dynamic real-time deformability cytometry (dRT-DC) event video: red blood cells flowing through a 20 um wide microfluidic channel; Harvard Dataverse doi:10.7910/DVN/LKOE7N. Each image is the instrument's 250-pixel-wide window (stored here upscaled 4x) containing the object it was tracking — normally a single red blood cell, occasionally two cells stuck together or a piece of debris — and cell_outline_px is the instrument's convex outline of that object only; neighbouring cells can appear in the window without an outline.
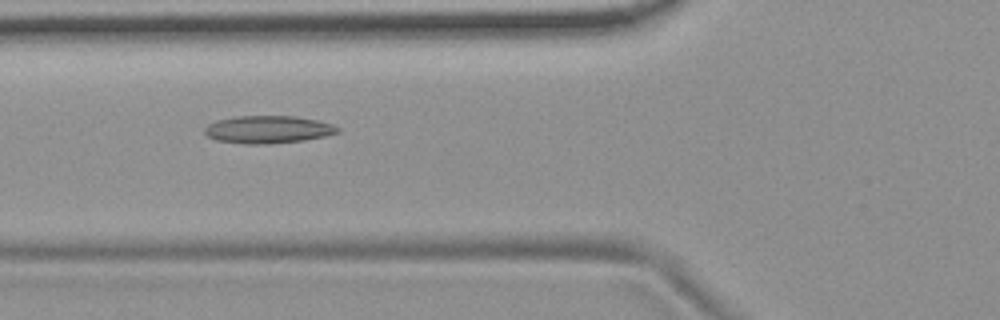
{"species": "common noctule bat (a hibernating species)", "species_latin": "Nyctalus noctula", "temperature_condition": "room temperature", "stored_images_in_passage": 10, "camera_frame_rate_fps": 3000, "um_per_image_px": 0.085, "animal": {"sex": "female", "body_mass_g": 19.9}, "frame": {"image": 1, "passage_image": 5, "time_ms": 4.333, "image_size_px": [1000, 320], "cell_outline_px": [[340, 132], [324, 136], [304, 140], [268, 144], [244, 144], [216, 140], [208, 136], [204, 132], [204, 128], [208, 124], [216, 120], [236, 116], [296, 116], [316, 120], [332, 124], [340, 128]], "centroid_in_image_um": [22.77, 11.0], "position_along_channel_um": 103.0, "area_um2": 21.44}}
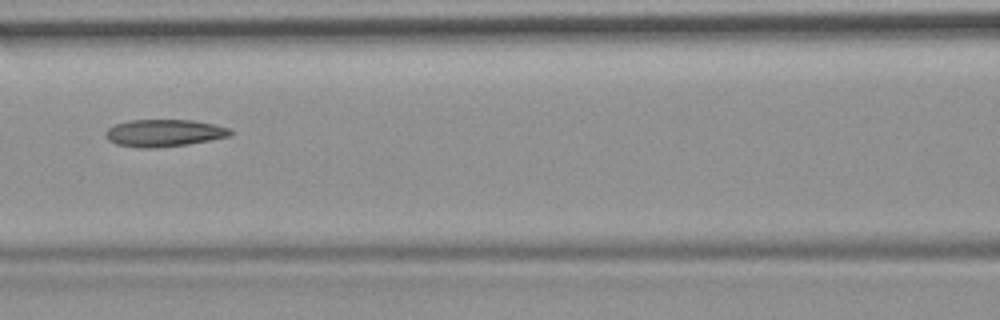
{"frame": {"image": 2, "passage_image": 6, "time_ms": 5.667, "image_size_px": [1000, 320], "cell_outline_px": [[232, 132], [228, 136], [188, 144], [152, 148], [140, 148], [116, 144], [108, 140], [104, 136], [104, 132], [108, 128], [116, 124], [128, 120], [192, 120], [212, 124], [228, 128]], "centroid_in_image_um": [13.86, 11.3], "position_along_channel_um": 152.7, "area_um2": 19.59}}
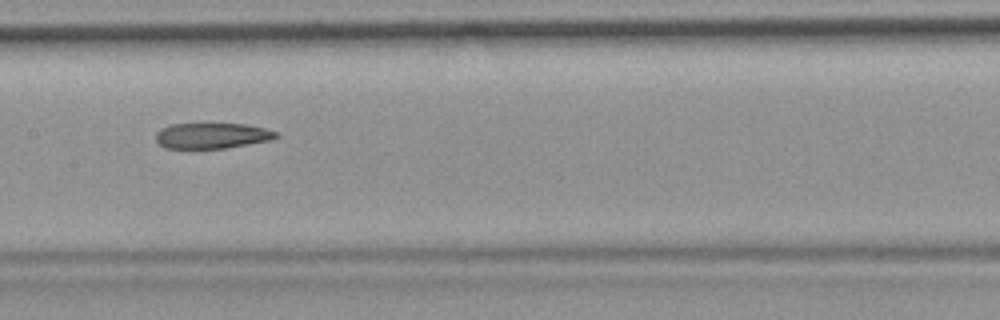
{"frame": {"image": 3, "passage_image": 7, "time_ms": 6.667, "image_size_px": [1000, 320], "cell_outline_px": [[280, 136], [272, 140], [224, 148], [164, 148], [156, 140], [156, 132], [160, 128], [172, 124], [244, 124], [264, 128], [276, 132]], "centroid_in_image_um": [18.01, 11.53], "position_along_channel_um": 189.4, "area_um2": 17.86}}